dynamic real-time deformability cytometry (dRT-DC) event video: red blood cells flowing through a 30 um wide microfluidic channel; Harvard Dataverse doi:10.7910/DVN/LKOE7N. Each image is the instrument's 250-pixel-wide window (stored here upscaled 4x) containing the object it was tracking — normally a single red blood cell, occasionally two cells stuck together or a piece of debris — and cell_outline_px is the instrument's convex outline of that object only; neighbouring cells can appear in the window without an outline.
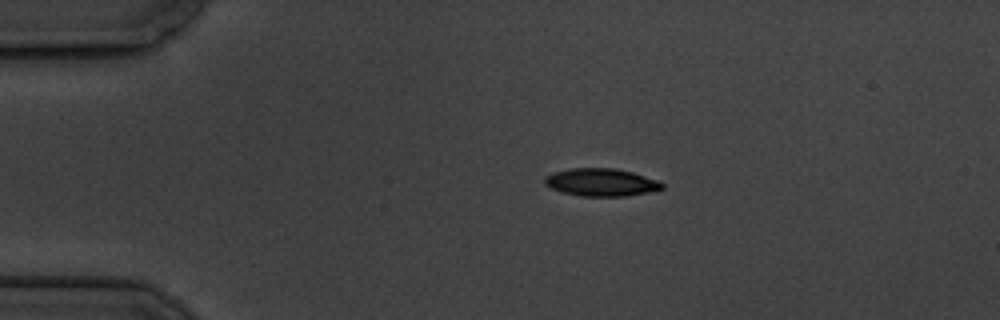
{"species": "common noctule bat (a hibernating species)", "species_latin": "Nyctalus noctula", "temperature_condition": "cold", "stored_images_in_passage": 6, "camera_frame_rate_fps": 3000, "um_per_image_px": 0.085, "animal": {"sex": "male", "body_mass_g": 19.5, "forearm_length_mm": 54.6}, "frame": {"image": 1, "passage_image": 3, "time_ms": 2.667, "image_size_px": [1000, 320], "cell_outline_px": [[664, 188], [648, 192], [624, 196], [580, 196], [564, 192], [552, 188], [544, 184], [544, 176], [552, 172], [568, 168], [616, 168], [632, 172], [656, 180], [664, 184]], "centroid_in_image_um": [51.06, 15.48], "position_along_channel_um": 33.9, "area_um2": 18.9}}
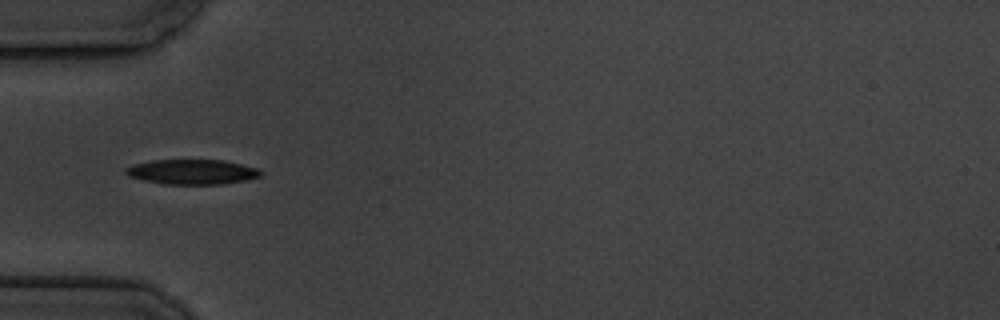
{"frame": {"image": 2, "passage_image": 5, "time_ms": 5.0, "image_size_px": [1000, 320], "cell_outline_px": [[264, 172], [260, 176], [244, 180], [220, 184], [164, 184], [144, 180], [128, 176], [124, 172], [124, 168], [136, 164], [152, 160], [224, 160], [256, 168]], "centroid_in_image_um": [16.31, 14.61], "position_along_channel_um": 68.7, "area_um2": 19.42}}